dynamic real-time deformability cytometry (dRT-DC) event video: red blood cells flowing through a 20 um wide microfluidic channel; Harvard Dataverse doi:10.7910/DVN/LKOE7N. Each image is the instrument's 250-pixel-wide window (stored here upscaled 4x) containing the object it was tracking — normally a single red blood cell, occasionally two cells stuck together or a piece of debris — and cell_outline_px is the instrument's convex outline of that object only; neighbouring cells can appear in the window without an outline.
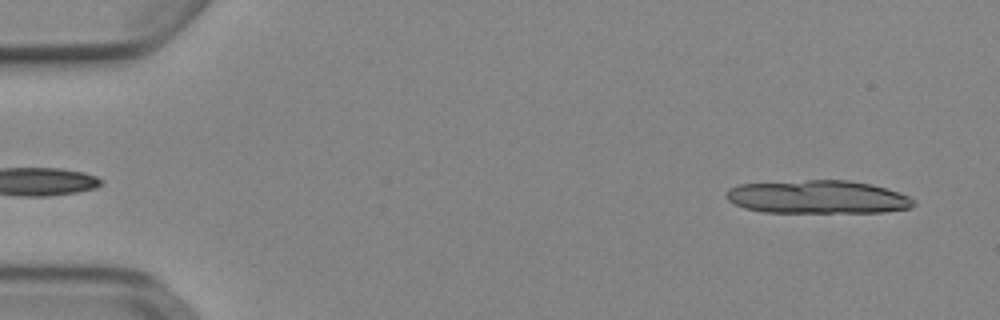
{"species": "Egyptian fruit bat (a non-hibernating species)", "species_latin": "Rousettus aegyptiacus", "temperature_condition": "cold", "stored_images_in_passage": 13, "camera_frame_rate_fps": 3000, "um_per_image_px": 0.085, "animal": {"sex": "female"}, "frame": {"image": 1, "passage_image": 2, "time_ms": 0.333, "image_size_px": [1000, 320], "cell_outline_px": [[916, 204], [912, 208], [884, 212], [764, 212], [744, 208], [728, 200], [724, 196], [724, 192], [728, 188], [740, 184], [808, 180], [848, 180], [872, 184], [908, 196], [916, 200]], "centroid_in_image_um": [69.5, 16.75], "position_along_channel_um": 15.5, "area_um2": 36.41}}